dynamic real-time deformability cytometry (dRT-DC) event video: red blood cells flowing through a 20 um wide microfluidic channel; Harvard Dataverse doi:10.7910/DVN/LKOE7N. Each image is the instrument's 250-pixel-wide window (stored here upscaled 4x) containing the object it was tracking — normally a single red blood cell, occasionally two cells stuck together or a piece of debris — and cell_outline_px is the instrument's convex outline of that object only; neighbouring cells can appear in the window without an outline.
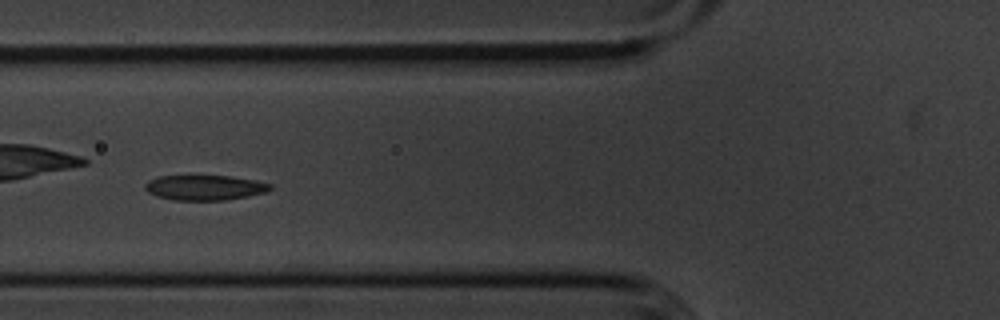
{"species": "common noctule bat (a hibernating species)", "species_latin": "Nyctalus noctula", "temperature_condition": "cold", "stored_images_in_passage": 36, "segment_of_instrument_passage": [1, 2], "camera_frame_rate_fps": 3000, "um_per_image_px": 0.085, "animal": {"sex": "male", "body_mass_g": 20.1, "forearm_length_mm": 53.5}, "frame": {"image": 1, "passage_image": 12, "time_ms": 3.667, "image_size_px": [1000, 320], "cell_outline_px": [[272, 188], [264, 192], [248, 196], [224, 200], [172, 200], [156, 196], [148, 192], [144, 188], [144, 184], [148, 180], [160, 176], [228, 176], [252, 180], [272, 184]], "centroid_in_image_um": [17.35, 15.95], "position_along_channel_um": 108.5, "area_um2": 18.15}}
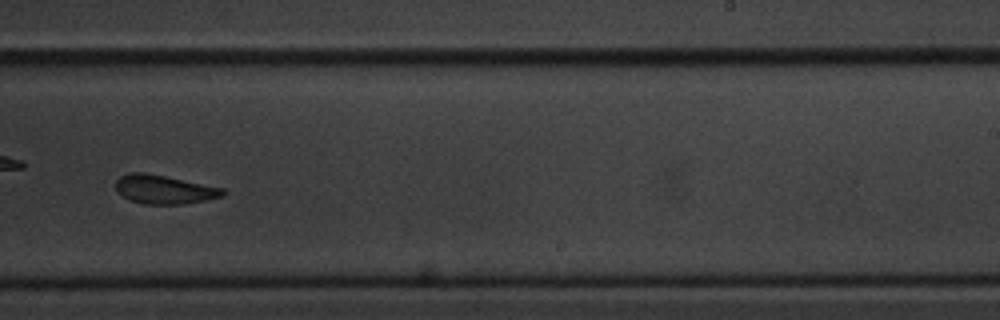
{"frame": {"image": 2, "passage_image": 26, "time_ms": 8.333, "image_size_px": [1000, 320], "cell_outline_px": [[228, 192], [224, 196], [208, 200], [188, 204], [144, 204], [128, 200], [116, 192], [116, 180], [120, 176], [132, 172], [144, 172], [224, 188]], "centroid_in_image_um": [13.97, 16.12], "position_along_channel_um": 275.0, "area_um2": 18.21}}
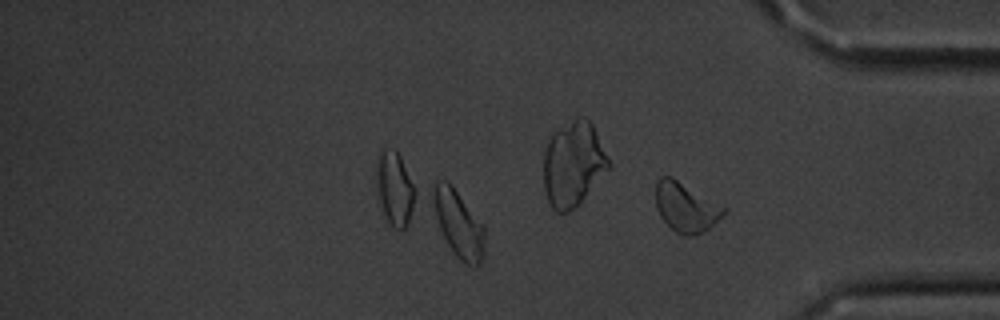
{"frame": {"image": 3, "passage_image": 35, "time_ms": 11.333, "image_size_px": [1000, 320], "cell_outline_px": [[484, 256], [480, 264], [476, 268], [472, 268], [460, 260], [456, 256], [448, 244], [440, 228], [428, 192], [428, 188], [440, 180], [444, 180], [456, 192], [484, 224]], "centroid_in_image_um": [38.96, 19.05], "position_along_channel_um": 396.2, "area_um2": 20.23}}